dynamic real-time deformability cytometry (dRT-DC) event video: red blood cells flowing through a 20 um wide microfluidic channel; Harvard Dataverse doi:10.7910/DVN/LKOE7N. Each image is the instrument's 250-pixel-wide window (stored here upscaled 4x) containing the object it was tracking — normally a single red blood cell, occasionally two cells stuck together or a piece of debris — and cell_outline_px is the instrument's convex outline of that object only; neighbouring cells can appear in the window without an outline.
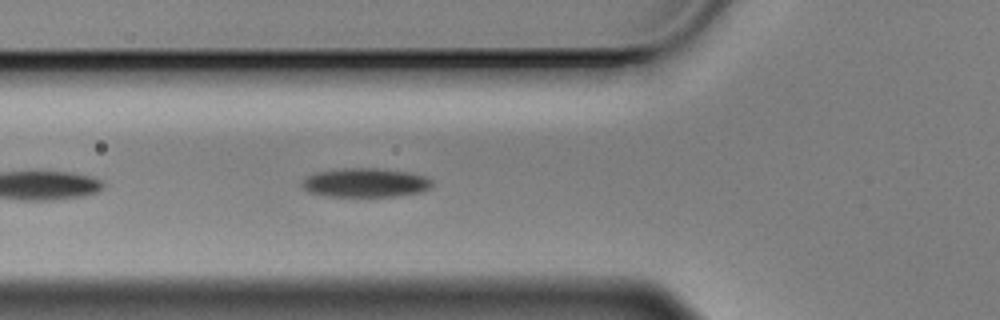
{"species": "Egyptian fruit bat (a non-hibernating species)", "species_latin": "Rousettus aegyptiacus", "temperature_condition": "cold", "stored_images_in_passage": 9, "camera_frame_rate_fps": 3000, "um_per_image_px": 0.085, "animal": {"sex": "male"}, "frame": {"image": 1, "passage_image": 6, "time_ms": 1.667, "image_size_px": [1000, 320], "cell_outline_px": [[432, 188], [420, 192], [400, 196], [328, 196], [308, 192], [300, 184], [308, 176], [316, 172], [340, 168], [376, 168], [408, 172], [424, 176], [432, 180]], "centroid_in_image_um": [31.07, 15.53], "position_along_channel_um": 94.7, "area_um2": 22.02}}